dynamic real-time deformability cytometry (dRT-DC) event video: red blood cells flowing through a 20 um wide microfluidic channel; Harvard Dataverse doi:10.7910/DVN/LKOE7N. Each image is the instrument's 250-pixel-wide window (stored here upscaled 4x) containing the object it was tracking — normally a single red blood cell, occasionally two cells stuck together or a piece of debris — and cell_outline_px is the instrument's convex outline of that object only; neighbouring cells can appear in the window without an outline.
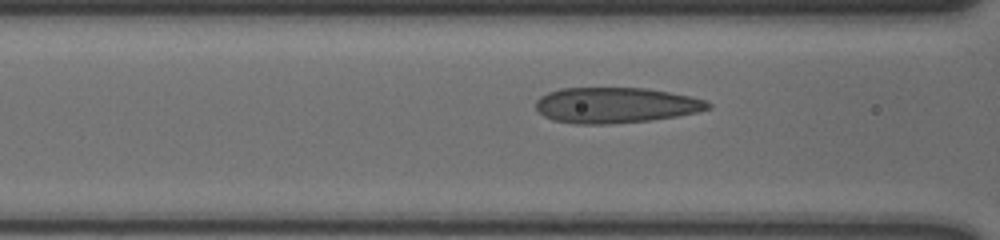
{"species": "human", "species_latin": "Homo sapiens", "temperature_condition": "cold", "stored_images_in_passage": 21, "segment_of_instrument_passage": [2, 2], "camera_frame_rate_fps": 3000, "um_per_image_px": 0.085, "donor": {"sex": "male"}, "frame": {"image": 1, "passage_image": 18, "time_ms": 5.667, "image_size_px": [1000, 240], "cell_outline_px": [[712, 108], [696, 112], [676, 116], [648, 120], [608, 124], [576, 124], [552, 120], [544, 116], [536, 108], [536, 100], [540, 96], [548, 92], [560, 88], [648, 88], [688, 96], [704, 100], [712, 104]], "centroid_in_image_um": [52.29, 8.94], "position_along_channel_um": 114.3, "area_um2": 35.6}}